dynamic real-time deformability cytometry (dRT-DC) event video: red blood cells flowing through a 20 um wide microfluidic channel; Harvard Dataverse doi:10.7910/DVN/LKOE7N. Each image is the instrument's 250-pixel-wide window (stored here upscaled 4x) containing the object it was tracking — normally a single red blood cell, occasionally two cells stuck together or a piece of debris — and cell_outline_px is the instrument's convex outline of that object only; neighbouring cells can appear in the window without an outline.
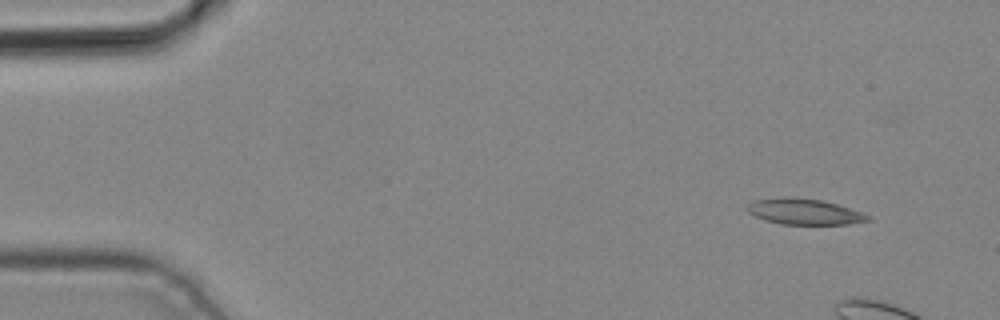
{"species": "common noctule bat (a hibernating species)", "species_latin": "Nyctalus noctula", "temperature_condition": "cold", "stored_images_in_passage": 4, "camera_frame_rate_fps": 3000, "um_per_image_px": 0.085, "animal": {"sex": "male", "body_mass_g": 19.2, "forearm_length_mm": 51.8}, "frame": {"image": 1, "passage_image": 1, "time_ms": 0.0, "image_size_px": [1000, 320], "cell_outline_px": [[872, 220], [848, 224], [780, 224], [764, 220], [748, 212], [744, 208], [752, 200], [784, 196], [820, 200], [836, 204], [872, 216]], "centroid_in_image_um": [68.31, 17.99], "position_along_channel_um": 16.7, "area_um2": 18.21}}